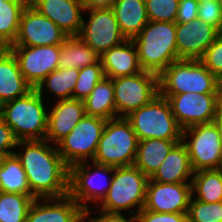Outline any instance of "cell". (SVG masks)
Wrapping results in <instances>:
<instances>
[{"instance_id":"1","label":"cell","mask_w":222,"mask_h":222,"mask_svg":"<svg viewBox=\"0 0 222 222\" xmlns=\"http://www.w3.org/2000/svg\"><path fill=\"white\" fill-rule=\"evenodd\" d=\"M47 140L18 141L24 152H14L25 170L32 195L36 199H55L68 195L69 166Z\"/></svg>"},{"instance_id":"2","label":"cell","mask_w":222,"mask_h":222,"mask_svg":"<svg viewBox=\"0 0 222 222\" xmlns=\"http://www.w3.org/2000/svg\"><path fill=\"white\" fill-rule=\"evenodd\" d=\"M140 67L159 75L171 63L178 61L176 23L149 21L132 39Z\"/></svg>"},{"instance_id":"3","label":"cell","mask_w":222,"mask_h":222,"mask_svg":"<svg viewBox=\"0 0 222 222\" xmlns=\"http://www.w3.org/2000/svg\"><path fill=\"white\" fill-rule=\"evenodd\" d=\"M42 94L33 88L26 95L0 106V116L18 141L45 140L48 112Z\"/></svg>"},{"instance_id":"4","label":"cell","mask_w":222,"mask_h":222,"mask_svg":"<svg viewBox=\"0 0 222 222\" xmlns=\"http://www.w3.org/2000/svg\"><path fill=\"white\" fill-rule=\"evenodd\" d=\"M222 93V82L200 60L180 59L159 74V94Z\"/></svg>"},{"instance_id":"5","label":"cell","mask_w":222,"mask_h":222,"mask_svg":"<svg viewBox=\"0 0 222 222\" xmlns=\"http://www.w3.org/2000/svg\"><path fill=\"white\" fill-rule=\"evenodd\" d=\"M125 118L139 141L152 138L182 141L183 129L177 123L168 100L160 94Z\"/></svg>"},{"instance_id":"6","label":"cell","mask_w":222,"mask_h":222,"mask_svg":"<svg viewBox=\"0 0 222 222\" xmlns=\"http://www.w3.org/2000/svg\"><path fill=\"white\" fill-rule=\"evenodd\" d=\"M138 141L125 117L109 119L106 121L93 162L113 167L134 165Z\"/></svg>"},{"instance_id":"7","label":"cell","mask_w":222,"mask_h":222,"mask_svg":"<svg viewBox=\"0 0 222 222\" xmlns=\"http://www.w3.org/2000/svg\"><path fill=\"white\" fill-rule=\"evenodd\" d=\"M148 180L135 165L114 167L111 186L100 202L101 212L121 214L138 205L137 214L144 208Z\"/></svg>"},{"instance_id":"8","label":"cell","mask_w":222,"mask_h":222,"mask_svg":"<svg viewBox=\"0 0 222 222\" xmlns=\"http://www.w3.org/2000/svg\"><path fill=\"white\" fill-rule=\"evenodd\" d=\"M189 136L191 140L187 142ZM182 141L187 148L194 172L222 168V138L214 122L183 129Z\"/></svg>"},{"instance_id":"9","label":"cell","mask_w":222,"mask_h":222,"mask_svg":"<svg viewBox=\"0 0 222 222\" xmlns=\"http://www.w3.org/2000/svg\"><path fill=\"white\" fill-rule=\"evenodd\" d=\"M112 82L116 118L126 117L159 95V75L149 71L142 70L135 75L116 77Z\"/></svg>"},{"instance_id":"10","label":"cell","mask_w":222,"mask_h":222,"mask_svg":"<svg viewBox=\"0 0 222 222\" xmlns=\"http://www.w3.org/2000/svg\"><path fill=\"white\" fill-rule=\"evenodd\" d=\"M106 121L99 117L85 115L57 144L59 154L69 167L87 162V159L93 161Z\"/></svg>"},{"instance_id":"11","label":"cell","mask_w":222,"mask_h":222,"mask_svg":"<svg viewBox=\"0 0 222 222\" xmlns=\"http://www.w3.org/2000/svg\"><path fill=\"white\" fill-rule=\"evenodd\" d=\"M92 163L94 164L96 170L94 174L90 173L89 167L91 168V166H86V161L71 165L69 167L68 195L73 198L84 211L89 210L88 205L85 203L97 202L99 204V202L103 200L111 186L110 178L109 181L106 180L108 183H103L106 178L104 175L114 173L113 166L101 165L95 162ZM102 174H104L103 176L105 178L100 176ZM95 177L97 180H95Z\"/></svg>"},{"instance_id":"12","label":"cell","mask_w":222,"mask_h":222,"mask_svg":"<svg viewBox=\"0 0 222 222\" xmlns=\"http://www.w3.org/2000/svg\"><path fill=\"white\" fill-rule=\"evenodd\" d=\"M222 93H182L161 95L170 104L171 111L182 129L214 121Z\"/></svg>"},{"instance_id":"13","label":"cell","mask_w":222,"mask_h":222,"mask_svg":"<svg viewBox=\"0 0 222 222\" xmlns=\"http://www.w3.org/2000/svg\"><path fill=\"white\" fill-rule=\"evenodd\" d=\"M86 11L90 12L89 20L86 24L83 19L78 36L100 56L126 40L111 8L88 9Z\"/></svg>"},{"instance_id":"14","label":"cell","mask_w":222,"mask_h":222,"mask_svg":"<svg viewBox=\"0 0 222 222\" xmlns=\"http://www.w3.org/2000/svg\"><path fill=\"white\" fill-rule=\"evenodd\" d=\"M68 37L49 18L28 4L22 12L17 37L11 46L61 45Z\"/></svg>"},{"instance_id":"15","label":"cell","mask_w":222,"mask_h":222,"mask_svg":"<svg viewBox=\"0 0 222 222\" xmlns=\"http://www.w3.org/2000/svg\"><path fill=\"white\" fill-rule=\"evenodd\" d=\"M25 80L36 88L52 71L59 68L60 45L10 46Z\"/></svg>"},{"instance_id":"16","label":"cell","mask_w":222,"mask_h":222,"mask_svg":"<svg viewBox=\"0 0 222 222\" xmlns=\"http://www.w3.org/2000/svg\"><path fill=\"white\" fill-rule=\"evenodd\" d=\"M191 183H161L148 180L144 209L157 213H188Z\"/></svg>"},{"instance_id":"17","label":"cell","mask_w":222,"mask_h":222,"mask_svg":"<svg viewBox=\"0 0 222 222\" xmlns=\"http://www.w3.org/2000/svg\"><path fill=\"white\" fill-rule=\"evenodd\" d=\"M220 33L198 18L192 22L176 23L178 59L199 60Z\"/></svg>"},{"instance_id":"18","label":"cell","mask_w":222,"mask_h":222,"mask_svg":"<svg viewBox=\"0 0 222 222\" xmlns=\"http://www.w3.org/2000/svg\"><path fill=\"white\" fill-rule=\"evenodd\" d=\"M30 5L49 18L68 36H78L85 11L81 0H33Z\"/></svg>"},{"instance_id":"19","label":"cell","mask_w":222,"mask_h":222,"mask_svg":"<svg viewBox=\"0 0 222 222\" xmlns=\"http://www.w3.org/2000/svg\"><path fill=\"white\" fill-rule=\"evenodd\" d=\"M40 200L43 201L34 199L31 203L26 222H84V210L69 195L55 199L45 198L44 204H40ZM50 200L53 202L50 203Z\"/></svg>"},{"instance_id":"20","label":"cell","mask_w":222,"mask_h":222,"mask_svg":"<svg viewBox=\"0 0 222 222\" xmlns=\"http://www.w3.org/2000/svg\"><path fill=\"white\" fill-rule=\"evenodd\" d=\"M84 102L78 99L58 100L48 112L45 140L57 144L65 138L85 116Z\"/></svg>"},{"instance_id":"21","label":"cell","mask_w":222,"mask_h":222,"mask_svg":"<svg viewBox=\"0 0 222 222\" xmlns=\"http://www.w3.org/2000/svg\"><path fill=\"white\" fill-rule=\"evenodd\" d=\"M32 89L22 75L13 52L9 48H0V106L26 95Z\"/></svg>"},{"instance_id":"22","label":"cell","mask_w":222,"mask_h":222,"mask_svg":"<svg viewBox=\"0 0 222 222\" xmlns=\"http://www.w3.org/2000/svg\"><path fill=\"white\" fill-rule=\"evenodd\" d=\"M100 60L107 78L131 76L142 71L137 48L132 39H126L121 44L105 51L100 56Z\"/></svg>"},{"instance_id":"23","label":"cell","mask_w":222,"mask_h":222,"mask_svg":"<svg viewBox=\"0 0 222 222\" xmlns=\"http://www.w3.org/2000/svg\"><path fill=\"white\" fill-rule=\"evenodd\" d=\"M194 175L187 148L178 142L168 153L160 167L149 178L161 183H191L187 179Z\"/></svg>"},{"instance_id":"24","label":"cell","mask_w":222,"mask_h":222,"mask_svg":"<svg viewBox=\"0 0 222 222\" xmlns=\"http://www.w3.org/2000/svg\"><path fill=\"white\" fill-rule=\"evenodd\" d=\"M111 9L126 39H133L149 22L145 0H116Z\"/></svg>"},{"instance_id":"25","label":"cell","mask_w":222,"mask_h":222,"mask_svg":"<svg viewBox=\"0 0 222 222\" xmlns=\"http://www.w3.org/2000/svg\"><path fill=\"white\" fill-rule=\"evenodd\" d=\"M178 142L153 138L138 141L134 165L150 178Z\"/></svg>"},{"instance_id":"26","label":"cell","mask_w":222,"mask_h":222,"mask_svg":"<svg viewBox=\"0 0 222 222\" xmlns=\"http://www.w3.org/2000/svg\"><path fill=\"white\" fill-rule=\"evenodd\" d=\"M83 102L87 116L99 117L105 120L116 118L112 79L104 77Z\"/></svg>"},{"instance_id":"27","label":"cell","mask_w":222,"mask_h":222,"mask_svg":"<svg viewBox=\"0 0 222 222\" xmlns=\"http://www.w3.org/2000/svg\"><path fill=\"white\" fill-rule=\"evenodd\" d=\"M59 68L81 69L100 61V55L79 36H69L60 45Z\"/></svg>"},{"instance_id":"28","label":"cell","mask_w":222,"mask_h":222,"mask_svg":"<svg viewBox=\"0 0 222 222\" xmlns=\"http://www.w3.org/2000/svg\"><path fill=\"white\" fill-rule=\"evenodd\" d=\"M0 192L19 193L36 199L31 193L25 170L15 154L0 158Z\"/></svg>"},{"instance_id":"29","label":"cell","mask_w":222,"mask_h":222,"mask_svg":"<svg viewBox=\"0 0 222 222\" xmlns=\"http://www.w3.org/2000/svg\"><path fill=\"white\" fill-rule=\"evenodd\" d=\"M191 184L192 193H197L195 200L205 203L222 201V168L194 172Z\"/></svg>"},{"instance_id":"30","label":"cell","mask_w":222,"mask_h":222,"mask_svg":"<svg viewBox=\"0 0 222 222\" xmlns=\"http://www.w3.org/2000/svg\"><path fill=\"white\" fill-rule=\"evenodd\" d=\"M27 5L25 0H7L0 5V48H9L14 43Z\"/></svg>"},{"instance_id":"31","label":"cell","mask_w":222,"mask_h":222,"mask_svg":"<svg viewBox=\"0 0 222 222\" xmlns=\"http://www.w3.org/2000/svg\"><path fill=\"white\" fill-rule=\"evenodd\" d=\"M79 76V69L57 68L47 75L35 88L43 95V86L59 97V100L71 99Z\"/></svg>"},{"instance_id":"32","label":"cell","mask_w":222,"mask_h":222,"mask_svg":"<svg viewBox=\"0 0 222 222\" xmlns=\"http://www.w3.org/2000/svg\"><path fill=\"white\" fill-rule=\"evenodd\" d=\"M32 202L28 195L0 192V222H26Z\"/></svg>"},{"instance_id":"33","label":"cell","mask_w":222,"mask_h":222,"mask_svg":"<svg viewBox=\"0 0 222 222\" xmlns=\"http://www.w3.org/2000/svg\"><path fill=\"white\" fill-rule=\"evenodd\" d=\"M105 77L101 60L79 70V76L73 90V99L84 101L98 82Z\"/></svg>"},{"instance_id":"34","label":"cell","mask_w":222,"mask_h":222,"mask_svg":"<svg viewBox=\"0 0 222 222\" xmlns=\"http://www.w3.org/2000/svg\"><path fill=\"white\" fill-rule=\"evenodd\" d=\"M188 222H222V201L205 203L191 197L187 213Z\"/></svg>"},{"instance_id":"35","label":"cell","mask_w":222,"mask_h":222,"mask_svg":"<svg viewBox=\"0 0 222 222\" xmlns=\"http://www.w3.org/2000/svg\"><path fill=\"white\" fill-rule=\"evenodd\" d=\"M149 21L175 23L179 0H145Z\"/></svg>"},{"instance_id":"36","label":"cell","mask_w":222,"mask_h":222,"mask_svg":"<svg viewBox=\"0 0 222 222\" xmlns=\"http://www.w3.org/2000/svg\"><path fill=\"white\" fill-rule=\"evenodd\" d=\"M199 60L222 82V33L216 37Z\"/></svg>"},{"instance_id":"37","label":"cell","mask_w":222,"mask_h":222,"mask_svg":"<svg viewBox=\"0 0 222 222\" xmlns=\"http://www.w3.org/2000/svg\"><path fill=\"white\" fill-rule=\"evenodd\" d=\"M198 19L222 33V6L216 0L199 4Z\"/></svg>"},{"instance_id":"38","label":"cell","mask_w":222,"mask_h":222,"mask_svg":"<svg viewBox=\"0 0 222 222\" xmlns=\"http://www.w3.org/2000/svg\"><path fill=\"white\" fill-rule=\"evenodd\" d=\"M136 216L138 222H188L187 213H157L144 208Z\"/></svg>"},{"instance_id":"39","label":"cell","mask_w":222,"mask_h":222,"mask_svg":"<svg viewBox=\"0 0 222 222\" xmlns=\"http://www.w3.org/2000/svg\"><path fill=\"white\" fill-rule=\"evenodd\" d=\"M17 142L12 129L0 116V157L14 154L11 149L17 147Z\"/></svg>"},{"instance_id":"40","label":"cell","mask_w":222,"mask_h":222,"mask_svg":"<svg viewBox=\"0 0 222 222\" xmlns=\"http://www.w3.org/2000/svg\"><path fill=\"white\" fill-rule=\"evenodd\" d=\"M199 3L196 0H179L175 23L192 22L198 18Z\"/></svg>"},{"instance_id":"41","label":"cell","mask_w":222,"mask_h":222,"mask_svg":"<svg viewBox=\"0 0 222 222\" xmlns=\"http://www.w3.org/2000/svg\"><path fill=\"white\" fill-rule=\"evenodd\" d=\"M102 214V215H101ZM132 217L130 216L129 219H126L122 213H104L100 212V217L89 219L88 222H138L136 214H134V210L131 211ZM90 215V209L87 211H84V222H86V219H88Z\"/></svg>"},{"instance_id":"42","label":"cell","mask_w":222,"mask_h":222,"mask_svg":"<svg viewBox=\"0 0 222 222\" xmlns=\"http://www.w3.org/2000/svg\"><path fill=\"white\" fill-rule=\"evenodd\" d=\"M116 0H81L84 9L111 8Z\"/></svg>"},{"instance_id":"43","label":"cell","mask_w":222,"mask_h":222,"mask_svg":"<svg viewBox=\"0 0 222 222\" xmlns=\"http://www.w3.org/2000/svg\"><path fill=\"white\" fill-rule=\"evenodd\" d=\"M213 122L218 127L219 133H220L221 138H222V94H221V97H220V100H219V103H218V106H217V112H216V116H215Z\"/></svg>"},{"instance_id":"44","label":"cell","mask_w":222,"mask_h":222,"mask_svg":"<svg viewBox=\"0 0 222 222\" xmlns=\"http://www.w3.org/2000/svg\"><path fill=\"white\" fill-rule=\"evenodd\" d=\"M199 4H202L204 2H209V1H213V0H196Z\"/></svg>"},{"instance_id":"45","label":"cell","mask_w":222,"mask_h":222,"mask_svg":"<svg viewBox=\"0 0 222 222\" xmlns=\"http://www.w3.org/2000/svg\"><path fill=\"white\" fill-rule=\"evenodd\" d=\"M4 1H7V0H0V5H4Z\"/></svg>"},{"instance_id":"46","label":"cell","mask_w":222,"mask_h":222,"mask_svg":"<svg viewBox=\"0 0 222 222\" xmlns=\"http://www.w3.org/2000/svg\"><path fill=\"white\" fill-rule=\"evenodd\" d=\"M222 6V0H216Z\"/></svg>"},{"instance_id":"47","label":"cell","mask_w":222,"mask_h":222,"mask_svg":"<svg viewBox=\"0 0 222 222\" xmlns=\"http://www.w3.org/2000/svg\"><path fill=\"white\" fill-rule=\"evenodd\" d=\"M28 4H30L33 0H25Z\"/></svg>"}]
</instances>
